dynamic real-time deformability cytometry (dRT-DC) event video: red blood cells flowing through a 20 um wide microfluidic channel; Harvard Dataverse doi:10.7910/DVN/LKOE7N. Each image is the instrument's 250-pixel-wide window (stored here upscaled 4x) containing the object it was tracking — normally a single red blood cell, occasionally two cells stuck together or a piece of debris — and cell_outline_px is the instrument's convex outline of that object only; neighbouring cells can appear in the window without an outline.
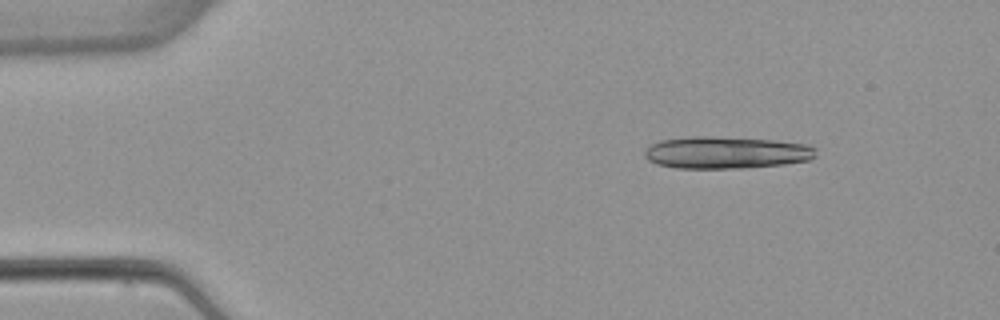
{"species": "common noctule bat (a hibernating species)", "species_latin": "Nyctalus noctula", "temperature_condition": "warm", "stored_images_in_passage": 5, "camera_frame_rate_fps": 3000, "um_per_image_px": 0.085, "animal": {"sex": "female", "body_mass_g": 22.7, "forearm_length_mm": 54.2}, "frame": {"image": 1, "passage_image": 2, "time_ms": 2.0, "image_size_px": [1000, 320], "cell_outline_px": [[816, 156], [808, 160], [784, 164], [744, 168], [676, 168], [656, 164], [648, 160], [644, 156], [644, 148], [660, 140], [692, 136], [708, 136], [776, 140], [808, 144], [816, 148]], "centroid_in_image_um": [61.71, 12.96], "position_along_channel_um": 23.3, "area_um2": 32.31}}
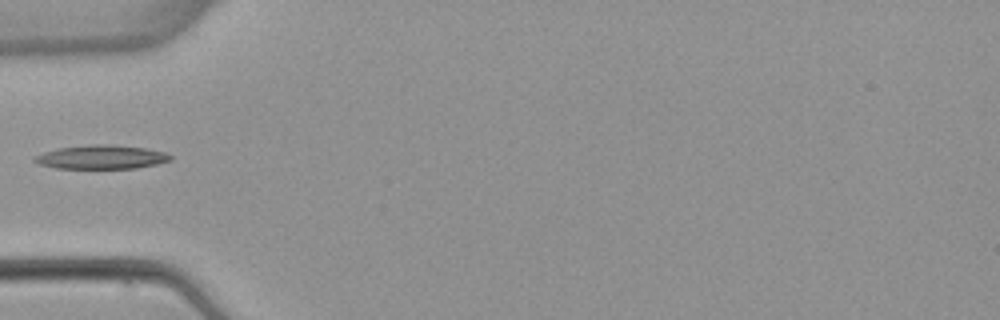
{"frame": {"image": 2, "passage_image": 5, "time_ms": 5.667, "image_size_px": [1000, 320], "cell_outline_px": [[172, 160], [156, 164], [136, 168], [56, 168], [40, 164], [32, 160], [32, 156], [44, 152], [60, 148], [92, 144], [112, 144], [144, 148], [164, 152], [172, 156]], "centroid_in_image_um": [8.6, 13.35], "position_along_channel_um": 76.4, "area_um2": 18.79}}